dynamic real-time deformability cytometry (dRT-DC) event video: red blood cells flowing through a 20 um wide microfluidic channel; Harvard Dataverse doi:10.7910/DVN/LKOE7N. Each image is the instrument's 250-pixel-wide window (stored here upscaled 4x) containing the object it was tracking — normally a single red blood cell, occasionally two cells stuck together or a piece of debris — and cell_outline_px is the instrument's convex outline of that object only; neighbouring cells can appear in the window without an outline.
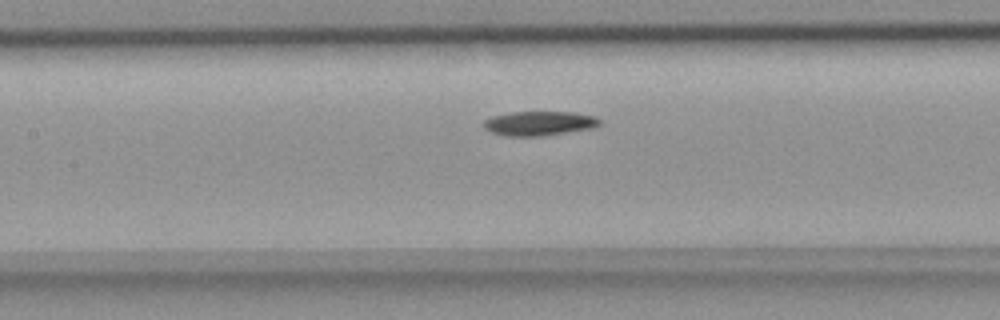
{"species": "common noctule bat (a hibernating species)", "species_latin": "Nyctalus noctula", "temperature_condition": "room temperature", "stored_images_in_passage": 32, "camera_frame_rate_fps": 3000, "um_per_image_px": 0.085, "animal": {"sex": "female", "body_mass_g": 18.4}, "frame": {"image": 1, "passage_image": 14, "time_ms": 4.333, "image_size_px": [1000, 320], "cell_outline_px": [[600, 124], [592, 128], [544, 136], [504, 136], [492, 132], [484, 128], [484, 120], [492, 116], [508, 112], [572, 112], [596, 116], [600, 120]], "centroid_in_image_um": [45.82, 10.48], "position_along_channel_um": 161.6, "area_um2": 16.53}}
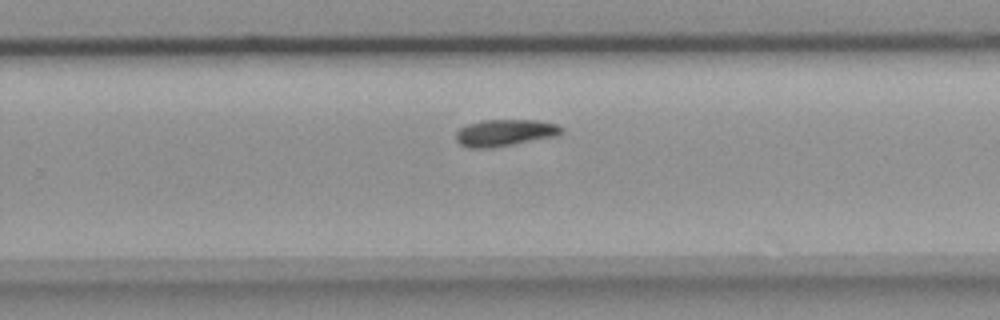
{"frame": {"image": 2, "passage_image": 24, "time_ms": 7.667, "image_size_px": [1000, 320], "cell_outline_px": [[564, 132], [560, 136], [496, 148], [468, 148], [460, 144], [456, 140], [456, 132], [460, 128], [468, 124], [480, 120], [540, 120], [556, 124], [564, 128]], "centroid_in_image_um": [42.97, 11.3], "position_along_channel_um": 286.8, "area_um2": 16.99}}
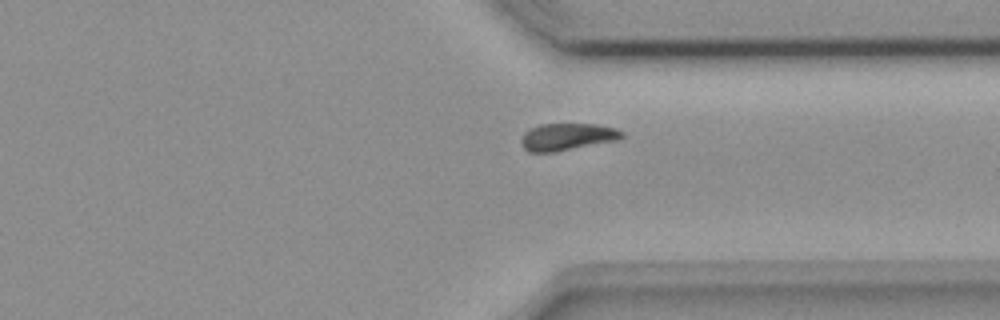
{"frame": {"image": 3, "passage_image": 30, "time_ms": 9.667, "image_size_px": [1000, 320], "cell_outline_px": [[624, 136], [616, 140], [556, 152], [528, 152], [520, 144], [520, 140], [524, 132], [528, 128], [540, 124], [596, 124], [616, 128], [624, 132]], "centroid_in_image_um": [48.17, 11.62], "position_along_channel_um": 363.2, "area_um2": 16.07}}